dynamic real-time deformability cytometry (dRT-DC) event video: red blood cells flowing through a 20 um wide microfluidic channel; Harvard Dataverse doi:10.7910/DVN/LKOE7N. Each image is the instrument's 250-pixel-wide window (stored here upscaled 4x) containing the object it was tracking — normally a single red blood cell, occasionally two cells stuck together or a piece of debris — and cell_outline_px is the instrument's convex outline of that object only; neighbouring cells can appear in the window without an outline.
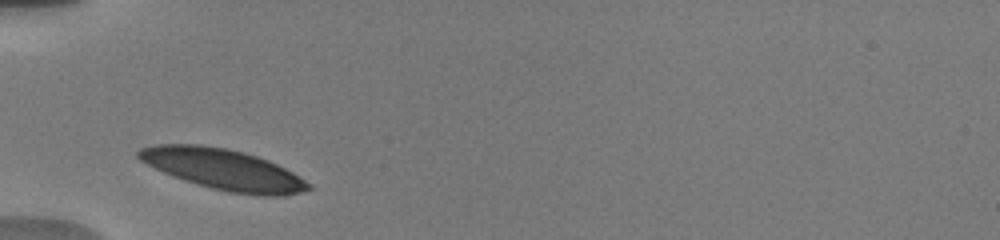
{"species": "human", "species_latin": "Homo sapiens", "temperature_condition": "warm", "stored_images_in_passage": 36, "camera_frame_rate_fps": 3000, "um_per_image_px": 0.085, "donor": {"sex": "male"}, "frame": {"image": 1, "passage_image": 1, "time_ms": 0.0, "image_size_px": [1000, 240], "cell_outline_px": [[312, 188], [300, 192], [284, 196], [264, 196], [232, 192], [212, 188], [184, 180], [172, 176], [140, 160], [136, 156], [136, 152], [140, 148], [152, 144], [200, 144], [228, 148], [244, 152], [268, 160], [292, 172], [312, 184]], "centroid_in_image_um": [18.97, 14.38], "position_along_channel_um": 66.0, "area_um2": 40.23}}
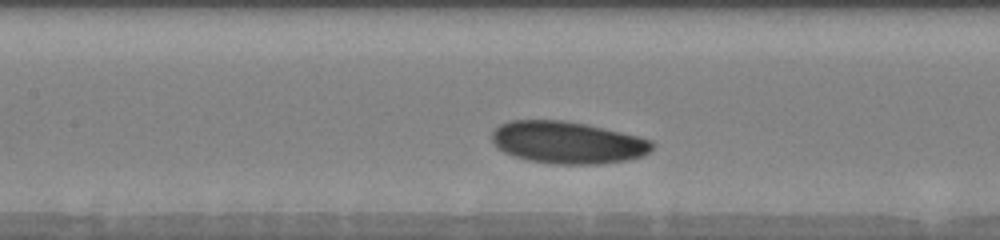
{"frame": {"image": 2, "passage_image": 14, "time_ms": 2.667, "image_size_px": [1000, 240], "cell_outline_px": [[652, 148], [644, 156], [628, 160], [604, 164], [552, 164], [528, 160], [512, 156], [496, 148], [492, 144], [492, 132], [500, 124], [512, 120], [560, 120], [584, 124], [620, 132], [652, 140]], "centroid_in_image_um": [48.2, 12.13], "position_along_channel_um": 159.2, "area_um2": 39.42}}
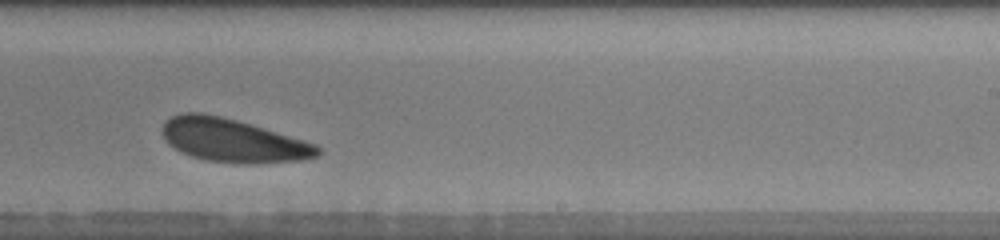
{"frame": {"image": 3, "passage_image": 23, "time_ms": 5.667, "image_size_px": [1000, 240], "cell_outline_px": [[320, 152], [316, 156], [304, 160], [256, 164], [236, 164], [204, 160], [180, 152], [168, 144], [164, 136], [164, 120], [172, 116], [184, 112], [200, 112], [220, 116], [236, 120], [316, 144], [320, 148]], "centroid_in_image_um": [19.78, 11.96], "position_along_channel_um": 269.2, "area_um2": 39.13}}